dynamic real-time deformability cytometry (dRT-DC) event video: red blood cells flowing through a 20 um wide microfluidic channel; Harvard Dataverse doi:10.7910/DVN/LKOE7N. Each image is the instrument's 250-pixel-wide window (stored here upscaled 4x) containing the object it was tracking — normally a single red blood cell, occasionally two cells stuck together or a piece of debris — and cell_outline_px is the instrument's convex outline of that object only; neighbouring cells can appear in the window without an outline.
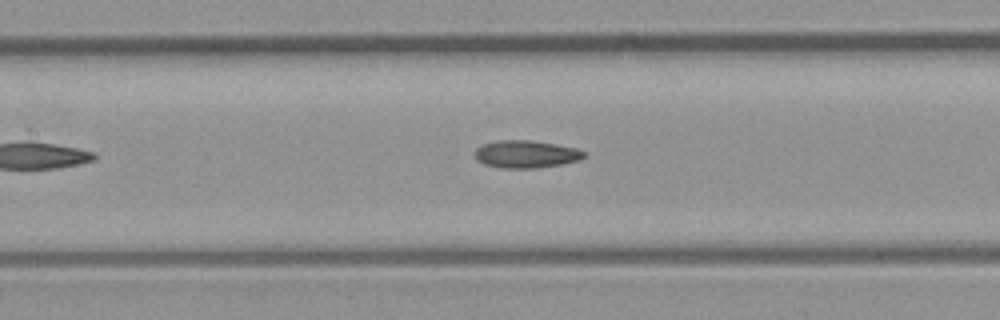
{"species": "common noctule bat (a hibernating species)", "species_latin": "Nyctalus noctula", "temperature_condition": "room temperature", "stored_images_in_passage": 7, "camera_frame_rate_fps": 3000, "um_per_image_px": 0.085, "animal": {"sex": "male", "body_mass_g": 23.1, "forearm_length_mm": 52.7}, "frame": {"image": 1, "passage_image": 7, "time_ms": 6.667, "image_size_px": [1000, 320], "cell_outline_px": [[584, 156], [580, 160], [560, 164], [536, 168], [504, 168], [484, 164], [476, 160], [476, 148], [484, 144], [500, 140], [528, 140], [576, 148], [584, 152]], "centroid_in_image_um": [44.69, 13.11], "position_along_channel_um": 162.7, "area_um2": 17.17}}